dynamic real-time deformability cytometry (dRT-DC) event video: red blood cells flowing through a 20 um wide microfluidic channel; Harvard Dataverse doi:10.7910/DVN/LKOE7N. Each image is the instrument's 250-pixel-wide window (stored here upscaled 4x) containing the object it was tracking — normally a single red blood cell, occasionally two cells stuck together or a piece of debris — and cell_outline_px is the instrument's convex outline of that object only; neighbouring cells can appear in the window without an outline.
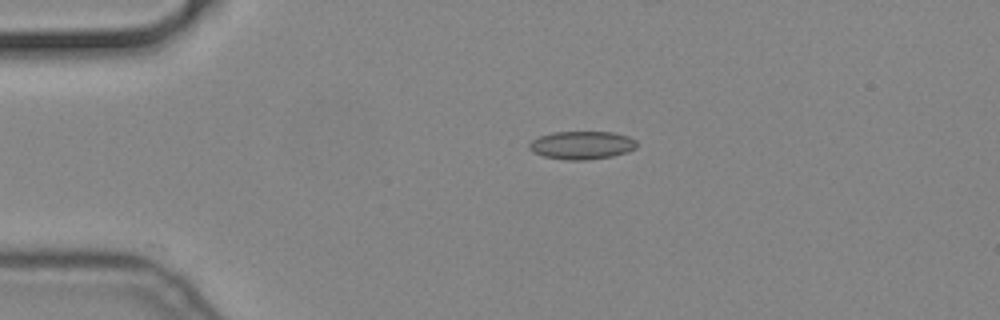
{"species": "common noctule bat (a hibernating species)", "species_latin": "Nyctalus noctula", "temperature_condition": "cold", "stored_images_in_passage": 45, "camera_frame_rate_fps": 3000, "um_per_image_px": 0.085, "animal": {"sex": "male", "body_mass_g": 19.2, "forearm_length_mm": 51.8}, "frame": {"image": 1, "passage_image": 1, "time_ms": 0.0, "image_size_px": [1000, 320], "cell_outline_px": [[636, 148], [628, 152], [612, 156], [588, 160], [564, 160], [544, 156], [532, 152], [528, 148], [528, 144], [532, 140], [540, 136], [552, 132], [612, 132], [628, 136], [636, 140]], "centroid_in_image_um": [49.44, 12.34], "position_along_channel_um": 35.6, "area_um2": 17.74}}
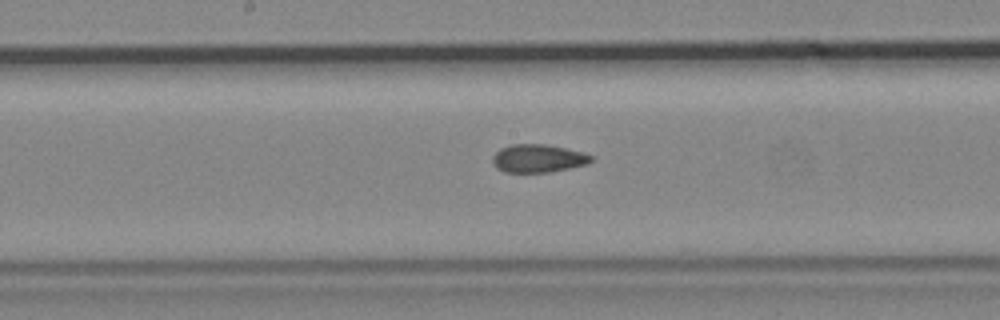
{"frame": {"image": 2, "passage_image": 18, "time_ms": 5.667, "image_size_px": [1000, 320], "cell_outline_px": [[592, 160], [588, 164], [548, 172], [504, 172], [496, 168], [492, 160], [492, 156], [500, 148], [512, 144], [544, 144], [584, 152], [592, 156]], "centroid_in_image_um": [45.71, 13.46], "position_along_channel_um": 202.5, "area_um2": 16.07}}
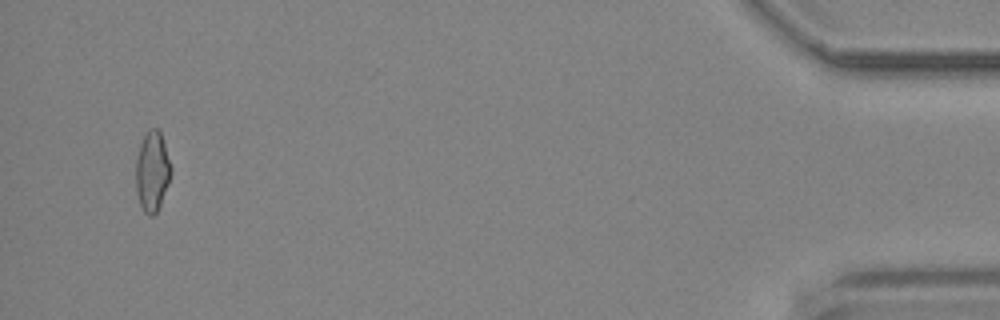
{"frame": {"image": 3, "passage_image": 43, "time_ms": 14.0, "image_size_px": [1000, 320], "cell_outline_px": [[172, 172], [168, 184], [160, 204], [156, 212], [152, 216], [148, 216], [144, 212], [140, 204], [136, 192], [136, 160], [140, 144], [148, 128], [156, 128], [160, 132], [172, 168]], "centroid_in_image_um": [12.93, 14.57], "position_along_channel_um": 422.3, "area_um2": 16.3}}